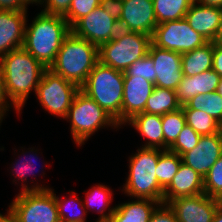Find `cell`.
I'll return each instance as SVG.
<instances>
[{
  "mask_svg": "<svg viewBox=\"0 0 222 222\" xmlns=\"http://www.w3.org/2000/svg\"><path fill=\"white\" fill-rule=\"evenodd\" d=\"M152 36L132 32L99 47V61L116 70L125 72L128 67L148 54Z\"/></svg>",
  "mask_w": 222,
  "mask_h": 222,
  "instance_id": "obj_8",
  "label": "cell"
},
{
  "mask_svg": "<svg viewBox=\"0 0 222 222\" xmlns=\"http://www.w3.org/2000/svg\"><path fill=\"white\" fill-rule=\"evenodd\" d=\"M212 69L222 78V44L213 42Z\"/></svg>",
  "mask_w": 222,
  "mask_h": 222,
  "instance_id": "obj_43",
  "label": "cell"
},
{
  "mask_svg": "<svg viewBox=\"0 0 222 222\" xmlns=\"http://www.w3.org/2000/svg\"><path fill=\"white\" fill-rule=\"evenodd\" d=\"M212 222H222V208L220 206L217 207Z\"/></svg>",
  "mask_w": 222,
  "mask_h": 222,
  "instance_id": "obj_47",
  "label": "cell"
},
{
  "mask_svg": "<svg viewBox=\"0 0 222 222\" xmlns=\"http://www.w3.org/2000/svg\"><path fill=\"white\" fill-rule=\"evenodd\" d=\"M181 163V156L177 153H174L169 149H161V155L159 156L156 168V178L163 189L171 183L172 178L178 172Z\"/></svg>",
  "mask_w": 222,
  "mask_h": 222,
  "instance_id": "obj_28",
  "label": "cell"
},
{
  "mask_svg": "<svg viewBox=\"0 0 222 222\" xmlns=\"http://www.w3.org/2000/svg\"><path fill=\"white\" fill-rule=\"evenodd\" d=\"M181 107L182 109L204 111L222 125V96L217 91L197 94Z\"/></svg>",
  "mask_w": 222,
  "mask_h": 222,
  "instance_id": "obj_27",
  "label": "cell"
},
{
  "mask_svg": "<svg viewBox=\"0 0 222 222\" xmlns=\"http://www.w3.org/2000/svg\"><path fill=\"white\" fill-rule=\"evenodd\" d=\"M5 88L10 101L22 111L29 94H36L43 72L47 69L23 47L0 57Z\"/></svg>",
  "mask_w": 222,
  "mask_h": 222,
  "instance_id": "obj_1",
  "label": "cell"
},
{
  "mask_svg": "<svg viewBox=\"0 0 222 222\" xmlns=\"http://www.w3.org/2000/svg\"><path fill=\"white\" fill-rule=\"evenodd\" d=\"M32 21L30 25L26 21L23 48L49 68L71 27L63 16L43 12Z\"/></svg>",
  "mask_w": 222,
  "mask_h": 222,
  "instance_id": "obj_2",
  "label": "cell"
},
{
  "mask_svg": "<svg viewBox=\"0 0 222 222\" xmlns=\"http://www.w3.org/2000/svg\"><path fill=\"white\" fill-rule=\"evenodd\" d=\"M204 193L216 200L222 196V156L204 176Z\"/></svg>",
  "mask_w": 222,
  "mask_h": 222,
  "instance_id": "obj_33",
  "label": "cell"
},
{
  "mask_svg": "<svg viewBox=\"0 0 222 222\" xmlns=\"http://www.w3.org/2000/svg\"><path fill=\"white\" fill-rule=\"evenodd\" d=\"M114 21V18L98 6L92 12L80 18L71 27V31L76 36L100 47L102 44L109 42Z\"/></svg>",
  "mask_w": 222,
  "mask_h": 222,
  "instance_id": "obj_14",
  "label": "cell"
},
{
  "mask_svg": "<svg viewBox=\"0 0 222 222\" xmlns=\"http://www.w3.org/2000/svg\"><path fill=\"white\" fill-rule=\"evenodd\" d=\"M222 8L202 5L195 1L184 17L190 27L208 42H214L218 31Z\"/></svg>",
  "mask_w": 222,
  "mask_h": 222,
  "instance_id": "obj_19",
  "label": "cell"
},
{
  "mask_svg": "<svg viewBox=\"0 0 222 222\" xmlns=\"http://www.w3.org/2000/svg\"><path fill=\"white\" fill-rule=\"evenodd\" d=\"M37 150H35V151H33V148L30 150V151H28V152H32L31 154H33V155H31V154H29L31 157H30V159L27 161V160H25V157H23V159H24V161L22 162V161H17V162H15V164H13L12 163V165H14V166H12L11 168H12V171L14 172L15 170V173L13 174L14 176L13 177H15V178H17V179H15L14 178V182L16 181H18V180H22V182H21V188H22V192L23 191H39V190H50L51 188H49L48 186H44V185H40V184H38V183H35L34 185H32V186H29L28 185V183L25 185V181L28 179V173H31V175H33L34 174V170H35V168H34V165H33V163L34 162H32V159L31 158H35L36 159V153L34 154V152H36ZM29 156V155H26V153L24 152V154H23V156ZM33 156V157H32ZM31 160V161H30ZM36 165V164H35ZM43 167V166H42ZM41 170H42V168H40ZM36 172H38V170H36ZM35 172V173H36ZM23 183V184H22ZM38 184V185H37Z\"/></svg>",
  "mask_w": 222,
  "mask_h": 222,
  "instance_id": "obj_32",
  "label": "cell"
},
{
  "mask_svg": "<svg viewBox=\"0 0 222 222\" xmlns=\"http://www.w3.org/2000/svg\"><path fill=\"white\" fill-rule=\"evenodd\" d=\"M69 193H71V197H63V199L55 194L60 220L63 222H86L87 210L84 207L83 200L77 197L74 191H69ZM72 205L76 206L77 210H74ZM69 206L73 210H70Z\"/></svg>",
  "mask_w": 222,
  "mask_h": 222,
  "instance_id": "obj_30",
  "label": "cell"
},
{
  "mask_svg": "<svg viewBox=\"0 0 222 222\" xmlns=\"http://www.w3.org/2000/svg\"><path fill=\"white\" fill-rule=\"evenodd\" d=\"M10 107H13L15 111L18 112V115H20L21 111L10 101L7 95L4 77L0 69V114L6 115V112L9 111Z\"/></svg>",
  "mask_w": 222,
  "mask_h": 222,
  "instance_id": "obj_39",
  "label": "cell"
},
{
  "mask_svg": "<svg viewBox=\"0 0 222 222\" xmlns=\"http://www.w3.org/2000/svg\"><path fill=\"white\" fill-rule=\"evenodd\" d=\"M0 222H19L13 213L8 209L7 214L0 213Z\"/></svg>",
  "mask_w": 222,
  "mask_h": 222,
  "instance_id": "obj_45",
  "label": "cell"
},
{
  "mask_svg": "<svg viewBox=\"0 0 222 222\" xmlns=\"http://www.w3.org/2000/svg\"><path fill=\"white\" fill-rule=\"evenodd\" d=\"M221 77L209 69L194 76H183L175 92L177 101L181 106L185 105L197 94H207L217 90Z\"/></svg>",
  "mask_w": 222,
  "mask_h": 222,
  "instance_id": "obj_20",
  "label": "cell"
},
{
  "mask_svg": "<svg viewBox=\"0 0 222 222\" xmlns=\"http://www.w3.org/2000/svg\"><path fill=\"white\" fill-rule=\"evenodd\" d=\"M34 4H36V2L38 1V0H31Z\"/></svg>",
  "mask_w": 222,
  "mask_h": 222,
  "instance_id": "obj_51",
  "label": "cell"
},
{
  "mask_svg": "<svg viewBox=\"0 0 222 222\" xmlns=\"http://www.w3.org/2000/svg\"><path fill=\"white\" fill-rule=\"evenodd\" d=\"M148 54L154 63V84L157 87L176 90L183 77L182 54L159 48L151 43Z\"/></svg>",
  "mask_w": 222,
  "mask_h": 222,
  "instance_id": "obj_11",
  "label": "cell"
},
{
  "mask_svg": "<svg viewBox=\"0 0 222 222\" xmlns=\"http://www.w3.org/2000/svg\"><path fill=\"white\" fill-rule=\"evenodd\" d=\"M196 3L222 8V0H194Z\"/></svg>",
  "mask_w": 222,
  "mask_h": 222,
  "instance_id": "obj_44",
  "label": "cell"
},
{
  "mask_svg": "<svg viewBox=\"0 0 222 222\" xmlns=\"http://www.w3.org/2000/svg\"><path fill=\"white\" fill-rule=\"evenodd\" d=\"M149 222H178V220L169 205L162 203L155 209Z\"/></svg>",
  "mask_w": 222,
  "mask_h": 222,
  "instance_id": "obj_38",
  "label": "cell"
},
{
  "mask_svg": "<svg viewBox=\"0 0 222 222\" xmlns=\"http://www.w3.org/2000/svg\"><path fill=\"white\" fill-rule=\"evenodd\" d=\"M216 91L219 93V95L222 96V78L220 79V82Z\"/></svg>",
  "mask_w": 222,
  "mask_h": 222,
  "instance_id": "obj_48",
  "label": "cell"
},
{
  "mask_svg": "<svg viewBox=\"0 0 222 222\" xmlns=\"http://www.w3.org/2000/svg\"><path fill=\"white\" fill-rule=\"evenodd\" d=\"M181 108L175 90L155 86L143 112L164 115Z\"/></svg>",
  "mask_w": 222,
  "mask_h": 222,
  "instance_id": "obj_25",
  "label": "cell"
},
{
  "mask_svg": "<svg viewBox=\"0 0 222 222\" xmlns=\"http://www.w3.org/2000/svg\"><path fill=\"white\" fill-rule=\"evenodd\" d=\"M193 2L194 0H153L157 24L183 19Z\"/></svg>",
  "mask_w": 222,
  "mask_h": 222,
  "instance_id": "obj_26",
  "label": "cell"
},
{
  "mask_svg": "<svg viewBox=\"0 0 222 222\" xmlns=\"http://www.w3.org/2000/svg\"><path fill=\"white\" fill-rule=\"evenodd\" d=\"M213 42H207L203 46L182 54L183 76H194L212 69Z\"/></svg>",
  "mask_w": 222,
  "mask_h": 222,
  "instance_id": "obj_23",
  "label": "cell"
},
{
  "mask_svg": "<svg viewBox=\"0 0 222 222\" xmlns=\"http://www.w3.org/2000/svg\"><path fill=\"white\" fill-rule=\"evenodd\" d=\"M72 0H38L36 5H42L43 10L41 12L49 15L65 16L69 10ZM45 6V7H44Z\"/></svg>",
  "mask_w": 222,
  "mask_h": 222,
  "instance_id": "obj_37",
  "label": "cell"
},
{
  "mask_svg": "<svg viewBox=\"0 0 222 222\" xmlns=\"http://www.w3.org/2000/svg\"><path fill=\"white\" fill-rule=\"evenodd\" d=\"M160 204L158 201L140 198L120 203L115 206L109 222H149Z\"/></svg>",
  "mask_w": 222,
  "mask_h": 222,
  "instance_id": "obj_22",
  "label": "cell"
},
{
  "mask_svg": "<svg viewBox=\"0 0 222 222\" xmlns=\"http://www.w3.org/2000/svg\"><path fill=\"white\" fill-rule=\"evenodd\" d=\"M160 155L161 149L141 147L129 157V174L122 189L127 196L163 203L164 189L156 178Z\"/></svg>",
  "mask_w": 222,
  "mask_h": 222,
  "instance_id": "obj_5",
  "label": "cell"
},
{
  "mask_svg": "<svg viewBox=\"0 0 222 222\" xmlns=\"http://www.w3.org/2000/svg\"><path fill=\"white\" fill-rule=\"evenodd\" d=\"M100 6V0H72L67 14L64 16L72 27L80 18Z\"/></svg>",
  "mask_w": 222,
  "mask_h": 222,
  "instance_id": "obj_35",
  "label": "cell"
},
{
  "mask_svg": "<svg viewBox=\"0 0 222 222\" xmlns=\"http://www.w3.org/2000/svg\"><path fill=\"white\" fill-rule=\"evenodd\" d=\"M132 32L152 36L157 24L153 0H123L120 18Z\"/></svg>",
  "mask_w": 222,
  "mask_h": 222,
  "instance_id": "obj_17",
  "label": "cell"
},
{
  "mask_svg": "<svg viewBox=\"0 0 222 222\" xmlns=\"http://www.w3.org/2000/svg\"><path fill=\"white\" fill-rule=\"evenodd\" d=\"M112 193L111 189L103 184L92 186L89 191H87L83 204L85 209L94 211L96 208V212L100 213V217H98L96 222L110 221L111 215L115 210L114 206L112 208L109 207L113 199ZM107 210L108 212H106Z\"/></svg>",
  "mask_w": 222,
  "mask_h": 222,
  "instance_id": "obj_24",
  "label": "cell"
},
{
  "mask_svg": "<svg viewBox=\"0 0 222 222\" xmlns=\"http://www.w3.org/2000/svg\"><path fill=\"white\" fill-rule=\"evenodd\" d=\"M178 222H212L218 200L207 194L179 197L168 203Z\"/></svg>",
  "mask_w": 222,
  "mask_h": 222,
  "instance_id": "obj_12",
  "label": "cell"
},
{
  "mask_svg": "<svg viewBox=\"0 0 222 222\" xmlns=\"http://www.w3.org/2000/svg\"><path fill=\"white\" fill-rule=\"evenodd\" d=\"M130 33H132V31L126 22H123L121 19H115L110 32L109 42L119 40Z\"/></svg>",
  "mask_w": 222,
  "mask_h": 222,
  "instance_id": "obj_41",
  "label": "cell"
},
{
  "mask_svg": "<svg viewBox=\"0 0 222 222\" xmlns=\"http://www.w3.org/2000/svg\"><path fill=\"white\" fill-rule=\"evenodd\" d=\"M207 42L190 27L185 18L158 24L152 35V43L155 46L181 54L201 47Z\"/></svg>",
  "mask_w": 222,
  "mask_h": 222,
  "instance_id": "obj_10",
  "label": "cell"
},
{
  "mask_svg": "<svg viewBox=\"0 0 222 222\" xmlns=\"http://www.w3.org/2000/svg\"><path fill=\"white\" fill-rule=\"evenodd\" d=\"M155 84L143 77L124 76L122 100V126L135 115L142 113Z\"/></svg>",
  "mask_w": 222,
  "mask_h": 222,
  "instance_id": "obj_16",
  "label": "cell"
},
{
  "mask_svg": "<svg viewBox=\"0 0 222 222\" xmlns=\"http://www.w3.org/2000/svg\"><path fill=\"white\" fill-rule=\"evenodd\" d=\"M27 10L0 9V57L23 47Z\"/></svg>",
  "mask_w": 222,
  "mask_h": 222,
  "instance_id": "obj_15",
  "label": "cell"
},
{
  "mask_svg": "<svg viewBox=\"0 0 222 222\" xmlns=\"http://www.w3.org/2000/svg\"><path fill=\"white\" fill-rule=\"evenodd\" d=\"M100 7L112 18L120 19L123 11V0H100Z\"/></svg>",
  "mask_w": 222,
  "mask_h": 222,
  "instance_id": "obj_40",
  "label": "cell"
},
{
  "mask_svg": "<svg viewBox=\"0 0 222 222\" xmlns=\"http://www.w3.org/2000/svg\"><path fill=\"white\" fill-rule=\"evenodd\" d=\"M203 193L204 178L182 162L171 183L164 189L163 203L168 204L175 198Z\"/></svg>",
  "mask_w": 222,
  "mask_h": 222,
  "instance_id": "obj_18",
  "label": "cell"
},
{
  "mask_svg": "<svg viewBox=\"0 0 222 222\" xmlns=\"http://www.w3.org/2000/svg\"><path fill=\"white\" fill-rule=\"evenodd\" d=\"M221 156L222 130L213 135L201 136L196 147L184 153L181 159L204 178Z\"/></svg>",
  "mask_w": 222,
  "mask_h": 222,
  "instance_id": "obj_13",
  "label": "cell"
},
{
  "mask_svg": "<svg viewBox=\"0 0 222 222\" xmlns=\"http://www.w3.org/2000/svg\"><path fill=\"white\" fill-rule=\"evenodd\" d=\"M200 137V134L195 132L186 124L169 150L177 153L179 156H182L184 153L191 151L194 147H196Z\"/></svg>",
  "mask_w": 222,
  "mask_h": 222,
  "instance_id": "obj_34",
  "label": "cell"
},
{
  "mask_svg": "<svg viewBox=\"0 0 222 222\" xmlns=\"http://www.w3.org/2000/svg\"><path fill=\"white\" fill-rule=\"evenodd\" d=\"M145 138L143 148H158L164 150V135L161 115L139 113L126 122Z\"/></svg>",
  "mask_w": 222,
  "mask_h": 222,
  "instance_id": "obj_21",
  "label": "cell"
},
{
  "mask_svg": "<svg viewBox=\"0 0 222 222\" xmlns=\"http://www.w3.org/2000/svg\"><path fill=\"white\" fill-rule=\"evenodd\" d=\"M154 63L149 54L132 63L124 72V76L143 77L154 83Z\"/></svg>",
  "mask_w": 222,
  "mask_h": 222,
  "instance_id": "obj_36",
  "label": "cell"
},
{
  "mask_svg": "<svg viewBox=\"0 0 222 222\" xmlns=\"http://www.w3.org/2000/svg\"><path fill=\"white\" fill-rule=\"evenodd\" d=\"M10 204L9 210L19 222L60 221L53 189L20 191Z\"/></svg>",
  "mask_w": 222,
  "mask_h": 222,
  "instance_id": "obj_9",
  "label": "cell"
},
{
  "mask_svg": "<svg viewBox=\"0 0 222 222\" xmlns=\"http://www.w3.org/2000/svg\"><path fill=\"white\" fill-rule=\"evenodd\" d=\"M65 120L70 122L71 135L77 146H82L100 128H121L112 116L81 90L75 95Z\"/></svg>",
  "mask_w": 222,
  "mask_h": 222,
  "instance_id": "obj_6",
  "label": "cell"
},
{
  "mask_svg": "<svg viewBox=\"0 0 222 222\" xmlns=\"http://www.w3.org/2000/svg\"><path fill=\"white\" fill-rule=\"evenodd\" d=\"M28 4H34L31 0H0V9L27 10Z\"/></svg>",
  "mask_w": 222,
  "mask_h": 222,
  "instance_id": "obj_42",
  "label": "cell"
},
{
  "mask_svg": "<svg viewBox=\"0 0 222 222\" xmlns=\"http://www.w3.org/2000/svg\"><path fill=\"white\" fill-rule=\"evenodd\" d=\"M219 206L222 208V196L218 199Z\"/></svg>",
  "mask_w": 222,
  "mask_h": 222,
  "instance_id": "obj_49",
  "label": "cell"
},
{
  "mask_svg": "<svg viewBox=\"0 0 222 222\" xmlns=\"http://www.w3.org/2000/svg\"><path fill=\"white\" fill-rule=\"evenodd\" d=\"M214 42L218 43V44H222V12H221L218 31H217V34L215 36Z\"/></svg>",
  "mask_w": 222,
  "mask_h": 222,
  "instance_id": "obj_46",
  "label": "cell"
},
{
  "mask_svg": "<svg viewBox=\"0 0 222 222\" xmlns=\"http://www.w3.org/2000/svg\"><path fill=\"white\" fill-rule=\"evenodd\" d=\"M80 90L112 116L121 127L124 72L99 61Z\"/></svg>",
  "mask_w": 222,
  "mask_h": 222,
  "instance_id": "obj_4",
  "label": "cell"
},
{
  "mask_svg": "<svg viewBox=\"0 0 222 222\" xmlns=\"http://www.w3.org/2000/svg\"><path fill=\"white\" fill-rule=\"evenodd\" d=\"M79 90L78 85L47 68L43 72L35 95L45 111L64 120Z\"/></svg>",
  "mask_w": 222,
  "mask_h": 222,
  "instance_id": "obj_7",
  "label": "cell"
},
{
  "mask_svg": "<svg viewBox=\"0 0 222 222\" xmlns=\"http://www.w3.org/2000/svg\"><path fill=\"white\" fill-rule=\"evenodd\" d=\"M4 116H6V115L0 114V124L2 123L3 119L5 118Z\"/></svg>",
  "mask_w": 222,
  "mask_h": 222,
  "instance_id": "obj_50",
  "label": "cell"
},
{
  "mask_svg": "<svg viewBox=\"0 0 222 222\" xmlns=\"http://www.w3.org/2000/svg\"><path fill=\"white\" fill-rule=\"evenodd\" d=\"M164 135V150H168L177 140L178 135L186 125L184 111L181 108L161 115Z\"/></svg>",
  "mask_w": 222,
  "mask_h": 222,
  "instance_id": "obj_31",
  "label": "cell"
},
{
  "mask_svg": "<svg viewBox=\"0 0 222 222\" xmlns=\"http://www.w3.org/2000/svg\"><path fill=\"white\" fill-rule=\"evenodd\" d=\"M186 124L201 136L213 135L222 130V125L204 111L183 109Z\"/></svg>",
  "mask_w": 222,
  "mask_h": 222,
  "instance_id": "obj_29",
  "label": "cell"
},
{
  "mask_svg": "<svg viewBox=\"0 0 222 222\" xmlns=\"http://www.w3.org/2000/svg\"><path fill=\"white\" fill-rule=\"evenodd\" d=\"M98 62L99 47L71 31L63 40L49 69L81 87Z\"/></svg>",
  "mask_w": 222,
  "mask_h": 222,
  "instance_id": "obj_3",
  "label": "cell"
}]
</instances>
